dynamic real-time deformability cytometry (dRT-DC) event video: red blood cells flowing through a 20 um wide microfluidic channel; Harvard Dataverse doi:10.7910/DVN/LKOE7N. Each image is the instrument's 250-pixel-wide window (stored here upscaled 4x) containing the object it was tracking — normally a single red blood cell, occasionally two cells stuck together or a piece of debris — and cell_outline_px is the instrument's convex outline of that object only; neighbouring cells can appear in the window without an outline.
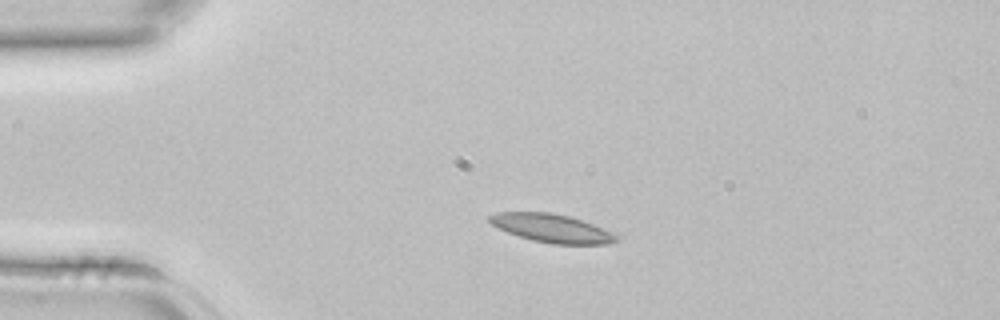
{"species": "common noctule bat (a hibernating species)", "species_latin": "Nyctalus noctula", "temperature_condition": "room temperature", "stored_images_in_passage": 2, "camera_frame_rate_fps": 3000, "um_per_image_px": 0.085, "animal": {"sex": "female", "body_mass_g": 22.7, "forearm_length_mm": 54.2}, "frame": {"image": 1, "passage_image": 1, "time_ms": 0.0, "image_size_px": [1000, 320], "cell_outline_px": [[620, 240], [608, 244], [552, 244], [532, 240], [508, 232], [492, 224], [488, 220], [488, 216], [496, 212], [552, 212], [568, 216], [592, 224], [612, 232]], "centroid_in_image_um": [46.9, 19.4], "position_along_channel_um": 38.1, "area_um2": 20.75}}